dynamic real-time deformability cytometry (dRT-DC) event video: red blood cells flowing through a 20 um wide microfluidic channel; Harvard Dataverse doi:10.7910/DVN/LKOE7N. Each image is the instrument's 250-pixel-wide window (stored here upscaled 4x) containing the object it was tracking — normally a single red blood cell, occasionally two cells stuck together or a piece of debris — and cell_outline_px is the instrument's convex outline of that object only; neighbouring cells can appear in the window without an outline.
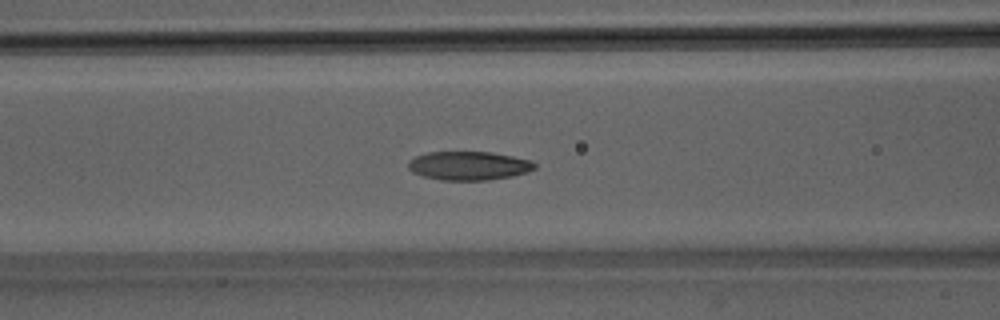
{"species": "Egyptian fruit bat (a non-hibernating species)", "species_latin": "Rousettus aegyptiacus", "temperature_condition": "room temperature", "stored_images_in_passage": 51, "segment_of_instrument_passage": [1, 2], "camera_frame_rate_fps": 3000, "um_per_image_px": 0.085, "animal": {"sex": "male"}, "frame": {"image": 1, "passage_image": 21, "time_ms": 6.667, "image_size_px": [1000, 320], "cell_outline_px": [[536, 168], [528, 172], [512, 176], [488, 180], [440, 180], [424, 176], [412, 172], [408, 168], [408, 160], [416, 156], [428, 152], [492, 152], [532, 160], [536, 164]], "centroid_in_image_um": [39.86, 14.08], "position_along_channel_um": 126.7, "area_um2": 21.27}}
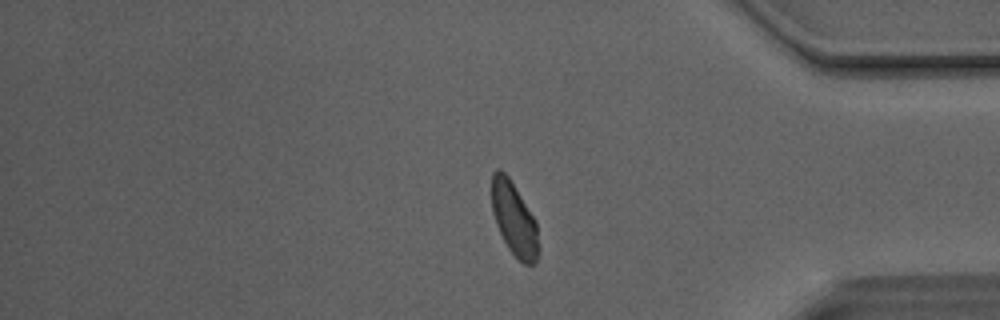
{"frame": {"image": 2, "passage_image": 42, "time_ms": 13.667, "image_size_px": [1000, 320], "cell_outline_px": [[540, 248], [536, 264], [524, 264], [516, 260], [508, 248], [496, 224], [492, 212], [492, 172], [496, 168], [500, 168], [508, 176], [536, 220]], "centroid_in_image_um": [43.72, 18.66], "position_along_channel_um": 391.5, "area_um2": 20.35}}
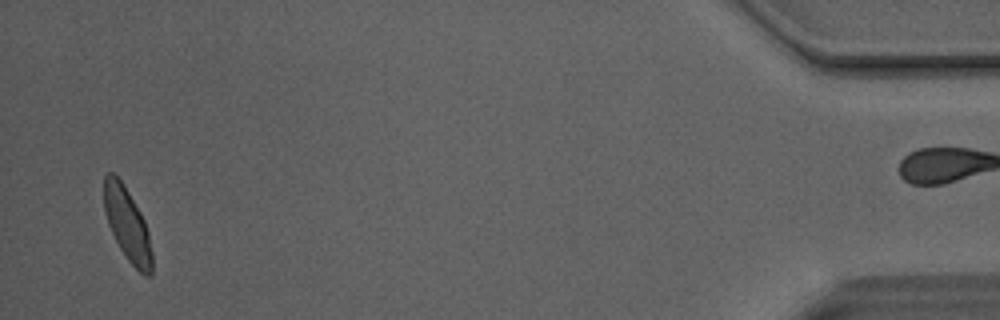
{"frame": {"image": 3, "passage_image": 49, "time_ms": 16.0, "image_size_px": [1000, 320], "cell_outline_px": [[152, 276], [144, 276], [128, 260], [120, 248], [108, 224], [104, 212], [104, 176], [108, 172], [116, 172], [124, 184], [140, 212], [144, 220], [148, 232], [152, 252]], "centroid_in_image_um": [10.82, 19.05], "position_along_channel_um": 424.4, "area_um2": 20.46}}